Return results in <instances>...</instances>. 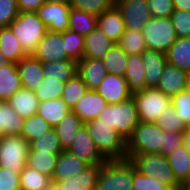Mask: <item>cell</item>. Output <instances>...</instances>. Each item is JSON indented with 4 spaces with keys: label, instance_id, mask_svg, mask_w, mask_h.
<instances>
[{
    "label": "cell",
    "instance_id": "obj_1",
    "mask_svg": "<svg viewBox=\"0 0 190 190\" xmlns=\"http://www.w3.org/2000/svg\"><path fill=\"white\" fill-rule=\"evenodd\" d=\"M98 152L106 161L126 159L127 141L99 118L85 122Z\"/></svg>",
    "mask_w": 190,
    "mask_h": 190
},
{
    "label": "cell",
    "instance_id": "obj_2",
    "mask_svg": "<svg viewBox=\"0 0 190 190\" xmlns=\"http://www.w3.org/2000/svg\"><path fill=\"white\" fill-rule=\"evenodd\" d=\"M98 118L115 129L126 141L140 122L133 97L118 104H108Z\"/></svg>",
    "mask_w": 190,
    "mask_h": 190
},
{
    "label": "cell",
    "instance_id": "obj_3",
    "mask_svg": "<svg viewBox=\"0 0 190 190\" xmlns=\"http://www.w3.org/2000/svg\"><path fill=\"white\" fill-rule=\"evenodd\" d=\"M9 27L28 55L33 54L47 32V27L36 12H19Z\"/></svg>",
    "mask_w": 190,
    "mask_h": 190
},
{
    "label": "cell",
    "instance_id": "obj_4",
    "mask_svg": "<svg viewBox=\"0 0 190 190\" xmlns=\"http://www.w3.org/2000/svg\"><path fill=\"white\" fill-rule=\"evenodd\" d=\"M133 163L128 159L102 164L95 190H133Z\"/></svg>",
    "mask_w": 190,
    "mask_h": 190
},
{
    "label": "cell",
    "instance_id": "obj_5",
    "mask_svg": "<svg viewBox=\"0 0 190 190\" xmlns=\"http://www.w3.org/2000/svg\"><path fill=\"white\" fill-rule=\"evenodd\" d=\"M164 131L152 122H139L127 140L126 159L136 154L160 153Z\"/></svg>",
    "mask_w": 190,
    "mask_h": 190
},
{
    "label": "cell",
    "instance_id": "obj_6",
    "mask_svg": "<svg viewBox=\"0 0 190 190\" xmlns=\"http://www.w3.org/2000/svg\"><path fill=\"white\" fill-rule=\"evenodd\" d=\"M130 161L140 174L156 177L163 185L168 186L171 190L180 189V184L175 180L167 157L160 153L136 154Z\"/></svg>",
    "mask_w": 190,
    "mask_h": 190
},
{
    "label": "cell",
    "instance_id": "obj_7",
    "mask_svg": "<svg viewBox=\"0 0 190 190\" xmlns=\"http://www.w3.org/2000/svg\"><path fill=\"white\" fill-rule=\"evenodd\" d=\"M132 97L140 122L156 123L159 116L171 104V97L155 87L134 92Z\"/></svg>",
    "mask_w": 190,
    "mask_h": 190
},
{
    "label": "cell",
    "instance_id": "obj_8",
    "mask_svg": "<svg viewBox=\"0 0 190 190\" xmlns=\"http://www.w3.org/2000/svg\"><path fill=\"white\" fill-rule=\"evenodd\" d=\"M142 33L147 49L166 53L176 41L177 35L170 17L150 18Z\"/></svg>",
    "mask_w": 190,
    "mask_h": 190
},
{
    "label": "cell",
    "instance_id": "obj_9",
    "mask_svg": "<svg viewBox=\"0 0 190 190\" xmlns=\"http://www.w3.org/2000/svg\"><path fill=\"white\" fill-rule=\"evenodd\" d=\"M29 142L20 135L0 136V167L21 173L27 163Z\"/></svg>",
    "mask_w": 190,
    "mask_h": 190
},
{
    "label": "cell",
    "instance_id": "obj_10",
    "mask_svg": "<svg viewBox=\"0 0 190 190\" xmlns=\"http://www.w3.org/2000/svg\"><path fill=\"white\" fill-rule=\"evenodd\" d=\"M70 4L45 2L36 11L49 32H64L69 29Z\"/></svg>",
    "mask_w": 190,
    "mask_h": 190
},
{
    "label": "cell",
    "instance_id": "obj_11",
    "mask_svg": "<svg viewBox=\"0 0 190 190\" xmlns=\"http://www.w3.org/2000/svg\"><path fill=\"white\" fill-rule=\"evenodd\" d=\"M126 29L142 31L143 26L152 18L148 0H116Z\"/></svg>",
    "mask_w": 190,
    "mask_h": 190
},
{
    "label": "cell",
    "instance_id": "obj_12",
    "mask_svg": "<svg viewBox=\"0 0 190 190\" xmlns=\"http://www.w3.org/2000/svg\"><path fill=\"white\" fill-rule=\"evenodd\" d=\"M66 46L62 32L47 31L43 39L37 44L32 56L42 63L69 59L66 55Z\"/></svg>",
    "mask_w": 190,
    "mask_h": 190
},
{
    "label": "cell",
    "instance_id": "obj_13",
    "mask_svg": "<svg viewBox=\"0 0 190 190\" xmlns=\"http://www.w3.org/2000/svg\"><path fill=\"white\" fill-rule=\"evenodd\" d=\"M67 151L75 154L89 165H102L106 162L98 152L92 137L84 125L75 134L72 139V145Z\"/></svg>",
    "mask_w": 190,
    "mask_h": 190
},
{
    "label": "cell",
    "instance_id": "obj_14",
    "mask_svg": "<svg viewBox=\"0 0 190 190\" xmlns=\"http://www.w3.org/2000/svg\"><path fill=\"white\" fill-rule=\"evenodd\" d=\"M108 104H118L130 97L127 81L123 76L108 73L100 85L95 89Z\"/></svg>",
    "mask_w": 190,
    "mask_h": 190
},
{
    "label": "cell",
    "instance_id": "obj_15",
    "mask_svg": "<svg viewBox=\"0 0 190 190\" xmlns=\"http://www.w3.org/2000/svg\"><path fill=\"white\" fill-rule=\"evenodd\" d=\"M102 165H89L80 173L65 180L54 181L57 190H95Z\"/></svg>",
    "mask_w": 190,
    "mask_h": 190
},
{
    "label": "cell",
    "instance_id": "obj_16",
    "mask_svg": "<svg viewBox=\"0 0 190 190\" xmlns=\"http://www.w3.org/2000/svg\"><path fill=\"white\" fill-rule=\"evenodd\" d=\"M107 105V101L96 90L88 89L71 111L85 123L97 119Z\"/></svg>",
    "mask_w": 190,
    "mask_h": 190
},
{
    "label": "cell",
    "instance_id": "obj_17",
    "mask_svg": "<svg viewBox=\"0 0 190 190\" xmlns=\"http://www.w3.org/2000/svg\"><path fill=\"white\" fill-rule=\"evenodd\" d=\"M16 66L25 89L34 91L44 79L43 63L32 55L21 59Z\"/></svg>",
    "mask_w": 190,
    "mask_h": 190
},
{
    "label": "cell",
    "instance_id": "obj_18",
    "mask_svg": "<svg viewBox=\"0 0 190 190\" xmlns=\"http://www.w3.org/2000/svg\"><path fill=\"white\" fill-rule=\"evenodd\" d=\"M77 74L88 89L95 90L108 72L101 59L83 57L77 62Z\"/></svg>",
    "mask_w": 190,
    "mask_h": 190
},
{
    "label": "cell",
    "instance_id": "obj_19",
    "mask_svg": "<svg viewBox=\"0 0 190 190\" xmlns=\"http://www.w3.org/2000/svg\"><path fill=\"white\" fill-rule=\"evenodd\" d=\"M97 27L114 43L119 41L126 29L122 13L116 5L97 16Z\"/></svg>",
    "mask_w": 190,
    "mask_h": 190
},
{
    "label": "cell",
    "instance_id": "obj_20",
    "mask_svg": "<svg viewBox=\"0 0 190 190\" xmlns=\"http://www.w3.org/2000/svg\"><path fill=\"white\" fill-rule=\"evenodd\" d=\"M185 83L186 71L167 63L155 88L172 97L185 89Z\"/></svg>",
    "mask_w": 190,
    "mask_h": 190
},
{
    "label": "cell",
    "instance_id": "obj_21",
    "mask_svg": "<svg viewBox=\"0 0 190 190\" xmlns=\"http://www.w3.org/2000/svg\"><path fill=\"white\" fill-rule=\"evenodd\" d=\"M146 73V88L156 87L167 64L166 53L146 49L141 54Z\"/></svg>",
    "mask_w": 190,
    "mask_h": 190
},
{
    "label": "cell",
    "instance_id": "obj_22",
    "mask_svg": "<svg viewBox=\"0 0 190 190\" xmlns=\"http://www.w3.org/2000/svg\"><path fill=\"white\" fill-rule=\"evenodd\" d=\"M89 166L84 160L67 150L59 154L52 180H65L83 171Z\"/></svg>",
    "mask_w": 190,
    "mask_h": 190
},
{
    "label": "cell",
    "instance_id": "obj_23",
    "mask_svg": "<svg viewBox=\"0 0 190 190\" xmlns=\"http://www.w3.org/2000/svg\"><path fill=\"white\" fill-rule=\"evenodd\" d=\"M145 75V66L141 54L128 55L124 78L126 79L128 89L132 94L146 88Z\"/></svg>",
    "mask_w": 190,
    "mask_h": 190
},
{
    "label": "cell",
    "instance_id": "obj_24",
    "mask_svg": "<svg viewBox=\"0 0 190 190\" xmlns=\"http://www.w3.org/2000/svg\"><path fill=\"white\" fill-rule=\"evenodd\" d=\"M7 102L23 119L37 114L39 100L34 91L21 88L16 91Z\"/></svg>",
    "mask_w": 190,
    "mask_h": 190
},
{
    "label": "cell",
    "instance_id": "obj_25",
    "mask_svg": "<svg viewBox=\"0 0 190 190\" xmlns=\"http://www.w3.org/2000/svg\"><path fill=\"white\" fill-rule=\"evenodd\" d=\"M113 44L114 42L96 27L84 37L83 57L101 59Z\"/></svg>",
    "mask_w": 190,
    "mask_h": 190
},
{
    "label": "cell",
    "instance_id": "obj_26",
    "mask_svg": "<svg viewBox=\"0 0 190 190\" xmlns=\"http://www.w3.org/2000/svg\"><path fill=\"white\" fill-rule=\"evenodd\" d=\"M23 88L16 63L9 62L0 67V101H7Z\"/></svg>",
    "mask_w": 190,
    "mask_h": 190
},
{
    "label": "cell",
    "instance_id": "obj_27",
    "mask_svg": "<svg viewBox=\"0 0 190 190\" xmlns=\"http://www.w3.org/2000/svg\"><path fill=\"white\" fill-rule=\"evenodd\" d=\"M0 51L9 62L16 64L28 56L10 27L0 28Z\"/></svg>",
    "mask_w": 190,
    "mask_h": 190
},
{
    "label": "cell",
    "instance_id": "obj_28",
    "mask_svg": "<svg viewBox=\"0 0 190 190\" xmlns=\"http://www.w3.org/2000/svg\"><path fill=\"white\" fill-rule=\"evenodd\" d=\"M70 111L65 101L61 98L39 101L37 114L41 116L49 125L56 127L65 115Z\"/></svg>",
    "mask_w": 190,
    "mask_h": 190
},
{
    "label": "cell",
    "instance_id": "obj_29",
    "mask_svg": "<svg viewBox=\"0 0 190 190\" xmlns=\"http://www.w3.org/2000/svg\"><path fill=\"white\" fill-rule=\"evenodd\" d=\"M169 165L172 168L175 180L181 185L190 180V157L189 151L184 145L176 148L167 156Z\"/></svg>",
    "mask_w": 190,
    "mask_h": 190
},
{
    "label": "cell",
    "instance_id": "obj_30",
    "mask_svg": "<svg viewBox=\"0 0 190 190\" xmlns=\"http://www.w3.org/2000/svg\"><path fill=\"white\" fill-rule=\"evenodd\" d=\"M167 63L179 69L190 70V37L177 38L166 52Z\"/></svg>",
    "mask_w": 190,
    "mask_h": 190
},
{
    "label": "cell",
    "instance_id": "obj_31",
    "mask_svg": "<svg viewBox=\"0 0 190 190\" xmlns=\"http://www.w3.org/2000/svg\"><path fill=\"white\" fill-rule=\"evenodd\" d=\"M83 125L81 119L70 110L61 122L54 127L63 150H68L72 145V139Z\"/></svg>",
    "mask_w": 190,
    "mask_h": 190
},
{
    "label": "cell",
    "instance_id": "obj_32",
    "mask_svg": "<svg viewBox=\"0 0 190 190\" xmlns=\"http://www.w3.org/2000/svg\"><path fill=\"white\" fill-rule=\"evenodd\" d=\"M23 120L7 101H0V136L20 135Z\"/></svg>",
    "mask_w": 190,
    "mask_h": 190
},
{
    "label": "cell",
    "instance_id": "obj_33",
    "mask_svg": "<svg viewBox=\"0 0 190 190\" xmlns=\"http://www.w3.org/2000/svg\"><path fill=\"white\" fill-rule=\"evenodd\" d=\"M44 77L66 82L77 74V62L72 59L43 63Z\"/></svg>",
    "mask_w": 190,
    "mask_h": 190
},
{
    "label": "cell",
    "instance_id": "obj_34",
    "mask_svg": "<svg viewBox=\"0 0 190 190\" xmlns=\"http://www.w3.org/2000/svg\"><path fill=\"white\" fill-rule=\"evenodd\" d=\"M101 60L108 73L124 77L128 54L122 50L117 43H114L110 47Z\"/></svg>",
    "mask_w": 190,
    "mask_h": 190
},
{
    "label": "cell",
    "instance_id": "obj_35",
    "mask_svg": "<svg viewBox=\"0 0 190 190\" xmlns=\"http://www.w3.org/2000/svg\"><path fill=\"white\" fill-rule=\"evenodd\" d=\"M58 157L59 154L52 152H28L26 165L52 180Z\"/></svg>",
    "mask_w": 190,
    "mask_h": 190
},
{
    "label": "cell",
    "instance_id": "obj_36",
    "mask_svg": "<svg viewBox=\"0 0 190 190\" xmlns=\"http://www.w3.org/2000/svg\"><path fill=\"white\" fill-rule=\"evenodd\" d=\"M97 27V16L83 10L71 8L69 29L82 36L88 35Z\"/></svg>",
    "mask_w": 190,
    "mask_h": 190
},
{
    "label": "cell",
    "instance_id": "obj_37",
    "mask_svg": "<svg viewBox=\"0 0 190 190\" xmlns=\"http://www.w3.org/2000/svg\"><path fill=\"white\" fill-rule=\"evenodd\" d=\"M29 148V152H52L54 154H60L64 151L54 128L32 140L29 143Z\"/></svg>",
    "mask_w": 190,
    "mask_h": 190
},
{
    "label": "cell",
    "instance_id": "obj_38",
    "mask_svg": "<svg viewBox=\"0 0 190 190\" xmlns=\"http://www.w3.org/2000/svg\"><path fill=\"white\" fill-rule=\"evenodd\" d=\"M87 91L88 87L86 84L82 81L78 74H75L71 79L65 82L61 99H63L70 110H72V108L77 102H79Z\"/></svg>",
    "mask_w": 190,
    "mask_h": 190
},
{
    "label": "cell",
    "instance_id": "obj_39",
    "mask_svg": "<svg viewBox=\"0 0 190 190\" xmlns=\"http://www.w3.org/2000/svg\"><path fill=\"white\" fill-rule=\"evenodd\" d=\"M117 44L128 55L142 54L147 49L142 31L125 29Z\"/></svg>",
    "mask_w": 190,
    "mask_h": 190
},
{
    "label": "cell",
    "instance_id": "obj_40",
    "mask_svg": "<svg viewBox=\"0 0 190 190\" xmlns=\"http://www.w3.org/2000/svg\"><path fill=\"white\" fill-rule=\"evenodd\" d=\"M52 127L38 114H34L29 118L23 120L22 131L20 136L23 137L27 142L38 138L49 131Z\"/></svg>",
    "mask_w": 190,
    "mask_h": 190
},
{
    "label": "cell",
    "instance_id": "obj_41",
    "mask_svg": "<svg viewBox=\"0 0 190 190\" xmlns=\"http://www.w3.org/2000/svg\"><path fill=\"white\" fill-rule=\"evenodd\" d=\"M50 182L48 176L27 165L20 173L21 190H42Z\"/></svg>",
    "mask_w": 190,
    "mask_h": 190
},
{
    "label": "cell",
    "instance_id": "obj_42",
    "mask_svg": "<svg viewBox=\"0 0 190 190\" xmlns=\"http://www.w3.org/2000/svg\"><path fill=\"white\" fill-rule=\"evenodd\" d=\"M62 37L66 46V55L76 62L82 60L84 54V36L70 29L62 32Z\"/></svg>",
    "mask_w": 190,
    "mask_h": 190
},
{
    "label": "cell",
    "instance_id": "obj_43",
    "mask_svg": "<svg viewBox=\"0 0 190 190\" xmlns=\"http://www.w3.org/2000/svg\"><path fill=\"white\" fill-rule=\"evenodd\" d=\"M65 82L58 79L44 77L40 85L34 90L39 101L61 98Z\"/></svg>",
    "mask_w": 190,
    "mask_h": 190
},
{
    "label": "cell",
    "instance_id": "obj_44",
    "mask_svg": "<svg viewBox=\"0 0 190 190\" xmlns=\"http://www.w3.org/2000/svg\"><path fill=\"white\" fill-rule=\"evenodd\" d=\"M156 124L165 132H183L186 126L172 104L163 111Z\"/></svg>",
    "mask_w": 190,
    "mask_h": 190
},
{
    "label": "cell",
    "instance_id": "obj_45",
    "mask_svg": "<svg viewBox=\"0 0 190 190\" xmlns=\"http://www.w3.org/2000/svg\"><path fill=\"white\" fill-rule=\"evenodd\" d=\"M116 4V0H72V8L99 16L104 11L110 10Z\"/></svg>",
    "mask_w": 190,
    "mask_h": 190
},
{
    "label": "cell",
    "instance_id": "obj_46",
    "mask_svg": "<svg viewBox=\"0 0 190 190\" xmlns=\"http://www.w3.org/2000/svg\"><path fill=\"white\" fill-rule=\"evenodd\" d=\"M133 190H171L156 177L144 176L136 171L133 165Z\"/></svg>",
    "mask_w": 190,
    "mask_h": 190
},
{
    "label": "cell",
    "instance_id": "obj_47",
    "mask_svg": "<svg viewBox=\"0 0 190 190\" xmlns=\"http://www.w3.org/2000/svg\"><path fill=\"white\" fill-rule=\"evenodd\" d=\"M171 104L186 125L190 121V92L185 90L171 97Z\"/></svg>",
    "mask_w": 190,
    "mask_h": 190
},
{
    "label": "cell",
    "instance_id": "obj_48",
    "mask_svg": "<svg viewBox=\"0 0 190 190\" xmlns=\"http://www.w3.org/2000/svg\"><path fill=\"white\" fill-rule=\"evenodd\" d=\"M177 38L190 37V12L174 10L170 16Z\"/></svg>",
    "mask_w": 190,
    "mask_h": 190
},
{
    "label": "cell",
    "instance_id": "obj_49",
    "mask_svg": "<svg viewBox=\"0 0 190 190\" xmlns=\"http://www.w3.org/2000/svg\"><path fill=\"white\" fill-rule=\"evenodd\" d=\"M18 14L17 0H0V28L9 27Z\"/></svg>",
    "mask_w": 190,
    "mask_h": 190
},
{
    "label": "cell",
    "instance_id": "obj_50",
    "mask_svg": "<svg viewBox=\"0 0 190 190\" xmlns=\"http://www.w3.org/2000/svg\"><path fill=\"white\" fill-rule=\"evenodd\" d=\"M183 145L182 132H165L161 144L160 154L167 157L176 148Z\"/></svg>",
    "mask_w": 190,
    "mask_h": 190
},
{
    "label": "cell",
    "instance_id": "obj_51",
    "mask_svg": "<svg viewBox=\"0 0 190 190\" xmlns=\"http://www.w3.org/2000/svg\"><path fill=\"white\" fill-rule=\"evenodd\" d=\"M148 7L153 18L170 17L174 12L172 0H148Z\"/></svg>",
    "mask_w": 190,
    "mask_h": 190
},
{
    "label": "cell",
    "instance_id": "obj_52",
    "mask_svg": "<svg viewBox=\"0 0 190 190\" xmlns=\"http://www.w3.org/2000/svg\"><path fill=\"white\" fill-rule=\"evenodd\" d=\"M0 190H21L20 173L0 167Z\"/></svg>",
    "mask_w": 190,
    "mask_h": 190
},
{
    "label": "cell",
    "instance_id": "obj_53",
    "mask_svg": "<svg viewBox=\"0 0 190 190\" xmlns=\"http://www.w3.org/2000/svg\"><path fill=\"white\" fill-rule=\"evenodd\" d=\"M45 0H17L19 12H36Z\"/></svg>",
    "mask_w": 190,
    "mask_h": 190
},
{
    "label": "cell",
    "instance_id": "obj_54",
    "mask_svg": "<svg viewBox=\"0 0 190 190\" xmlns=\"http://www.w3.org/2000/svg\"><path fill=\"white\" fill-rule=\"evenodd\" d=\"M172 2L174 10L190 12V0H172Z\"/></svg>",
    "mask_w": 190,
    "mask_h": 190
},
{
    "label": "cell",
    "instance_id": "obj_55",
    "mask_svg": "<svg viewBox=\"0 0 190 190\" xmlns=\"http://www.w3.org/2000/svg\"><path fill=\"white\" fill-rule=\"evenodd\" d=\"M183 138H190V121L186 124L185 130L182 132Z\"/></svg>",
    "mask_w": 190,
    "mask_h": 190
},
{
    "label": "cell",
    "instance_id": "obj_56",
    "mask_svg": "<svg viewBox=\"0 0 190 190\" xmlns=\"http://www.w3.org/2000/svg\"><path fill=\"white\" fill-rule=\"evenodd\" d=\"M185 91L190 92V70L186 71Z\"/></svg>",
    "mask_w": 190,
    "mask_h": 190
},
{
    "label": "cell",
    "instance_id": "obj_57",
    "mask_svg": "<svg viewBox=\"0 0 190 190\" xmlns=\"http://www.w3.org/2000/svg\"><path fill=\"white\" fill-rule=\"evenodd\" d=\"M42 190H57V188L54 181H51Z\"/></svg>",
    "mask_w": 190,
    "mask_h": 190
},
{
    "label": "cell",
    "instance_id": "obj_58",
    "mask_svg": "<svg viewBox=\"0 0 190 190\" xmlns=\"http://www.w3.org/2000/svg\"><path fill=\"white\" fill-rule=\"evenodd\" d=\"M179 190H190V180L183 182Z\"/></svg>",
    "mask_w": 190,
    "mask_h": 190
},
{
    "label": "cell",
    "instance_id": "obj_59",
    "mask_svg": "<svg viewBox=\"0 0 190 190\" xmlns=\"http://www.w3.org/2000/svg\"><path fill=\"white\" fill-rule=\"evenodd\" d=\"M7 63H9V61L3 56L0 51V67L6 65Z\"/></svg>",
    "mask_w": 190,
    "mask_h": 190
},
{
    "label": "cell",
    "instance_id": "obj_60",
    "mask_svg": "<svg viewBox=\"0 0 190 190\" xmlns=\"http://www.w3.org/2000/svg\"><path fill=\"white\" fill-rule=\"evenodd\" d=\"M45 2H59L64 4H71L72 0H45Z\"/></svg>",
    "mask_w": 190,
    "mask_h": 190
},
{
    "label": "cell",
    "instance_id": "obj_61",
    "mask_svg": "<svg viewBox=\"0 0 190 190\" xmlns=\"http://www.w3.org/2000/svg\"><path fill=\"white\" fill-rule=\"evenodd\" d=\"M183 145L187 150H190V138H183Z\"/></svg>",
    "mask_w": 190,
    "mask_h": 190
}]
</instances>
